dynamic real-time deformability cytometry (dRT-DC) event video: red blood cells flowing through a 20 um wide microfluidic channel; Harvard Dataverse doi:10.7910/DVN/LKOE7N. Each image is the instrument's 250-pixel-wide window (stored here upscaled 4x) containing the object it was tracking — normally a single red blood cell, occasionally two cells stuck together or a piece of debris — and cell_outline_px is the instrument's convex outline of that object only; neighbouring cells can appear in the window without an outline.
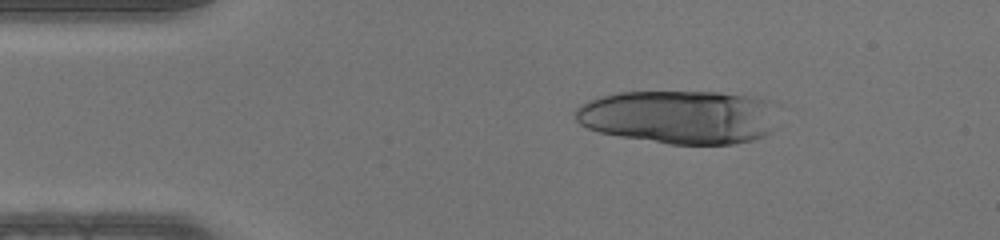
{"species": "human", "species_latin": "Homo sapiens", "temperature_condition": "warm", "stored_images_in_passage": 13, "camera_frame_rate_fps": 3000, "um_per_image_px": 0.085, "donor": {"sex": "male"}, "frame": {"image": 1, "passage_image": 7, "time_ms": 2.0, "image_size_px": [1000, 240], "cell_outline_px": [[780, 104], [772, 128], [764, 136], [752, 140], [732, 144], [668, 144], [620, 136], [600, 132], [588, 128], [580, 124], [576, 120], [576, 108], [588, 100], [600, 96], [620, 92], [720, 92], [760, 96], [776, 100]], "centroid_in_image_um": [57.86, 9.91], "position_along_channel_um": 27.1, "area_um2": 64.39}}